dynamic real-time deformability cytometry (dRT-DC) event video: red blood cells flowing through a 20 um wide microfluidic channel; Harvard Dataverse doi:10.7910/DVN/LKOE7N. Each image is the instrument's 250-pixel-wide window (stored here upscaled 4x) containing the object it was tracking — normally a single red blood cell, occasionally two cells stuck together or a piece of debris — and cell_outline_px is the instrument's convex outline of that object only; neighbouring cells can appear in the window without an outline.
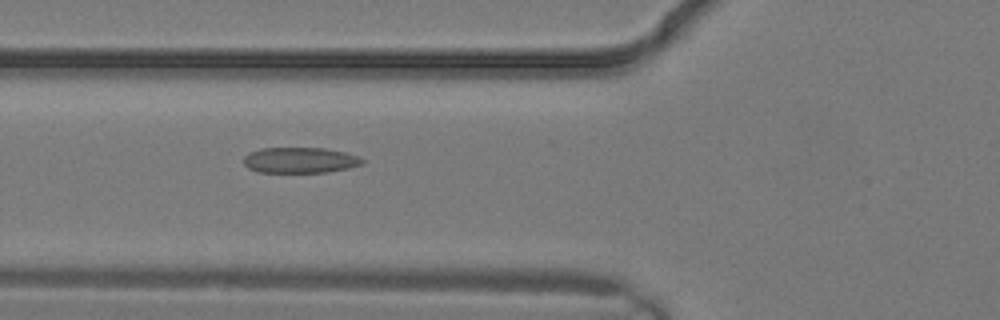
{"species": "common noctule bat (a hibernating species)", "species_latin": "Nyctalus noctula", "temperature_condition": "warm", "stored_images_in_passage": 3, "camera_frame_rate_fps": 3000, "um_per_image_px": 0.085, "animal": {"sex": "male", "body_mass_g": 19.2, "forearm_length_mm": 51.8}, "frame": {"image": 1, "passage_image": 3, "time_ms": 0.667, "image_size_px": [1000, 320], "cell_outline_px": [[364, 164], [348, 168], [328, 172], [256, 172], [248, 168], [244, 164], [244, 156], [248, 152], [260, 148], [324, 148], [344, 152], [360, 156], [364, 160]], "centroid_in_image_um": [25.5, 13.61], "position_along_channel_um": 100.3, "area_um2": 17.92}}